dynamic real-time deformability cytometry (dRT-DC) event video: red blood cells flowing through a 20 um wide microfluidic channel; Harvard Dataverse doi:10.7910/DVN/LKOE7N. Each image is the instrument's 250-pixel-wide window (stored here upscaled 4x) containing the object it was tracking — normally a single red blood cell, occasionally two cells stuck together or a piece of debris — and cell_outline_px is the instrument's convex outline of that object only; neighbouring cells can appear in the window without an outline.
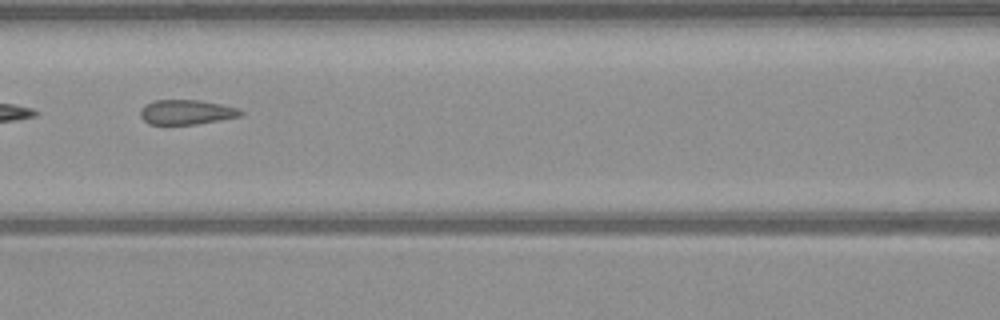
{"species": "common noctule bat (a hibernating species)", "species_latin": "Nyctalus noctula", "temperature_condition": "warm", "stored_images_in_passage": 16, "camera_frame_rate_fps": 3000, "um_per_image_px": 0.085, "animal": {"sex": "male", "body_mass_g": 23.1, "forearm_length_mm": 52.7}, "frame": {"image": 1, "passage_image": 7, "time_ms": 2.0, "image_size_px": [1000, 320], "cell_outline_px": [[244, 116], [196, 124], [148, 124], [140, 116], [140, 108], [152, 100], [200, 100], [220, 104], [236, 108], [244, 112]], "centroid_in_image_um": [15.84, 9.53], "position_along_channel_um": 150.8, "area_um2": 14.51}}
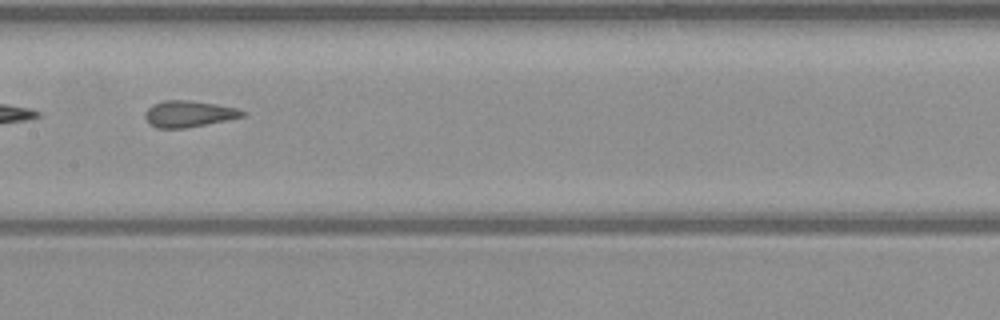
{"frame": {"image": 2, "passage_image": 10, "time_ms": 3.0, "image_size_px": [1000, 320], "cell_outline_px": [[248, 112], [244, 116], [184, 128], [156, 128], [148, 124], [144, 116], [144, 112], [152, 104], [164, 100], [188, 100], [216, 104], [236, 108]], "centroid_in_image_um": [15.99, 9.67], "position_along_channel_um": 191.4, "area_um2": 14.91}}